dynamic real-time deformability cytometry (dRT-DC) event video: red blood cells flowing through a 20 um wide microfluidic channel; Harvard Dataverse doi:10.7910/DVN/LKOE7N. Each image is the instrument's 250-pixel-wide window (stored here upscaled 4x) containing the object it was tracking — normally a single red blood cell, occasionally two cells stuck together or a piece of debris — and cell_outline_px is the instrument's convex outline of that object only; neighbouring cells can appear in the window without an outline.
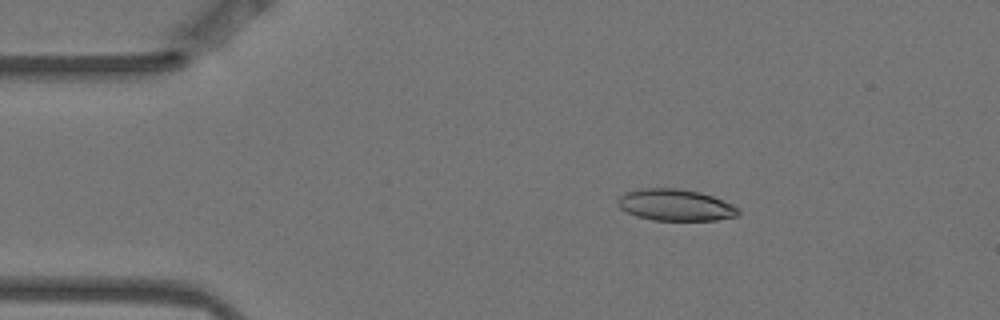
{"species": "Egyptian fruit bat (a non-hibernating species)", "species_latin": "Rousettus aegyptiacus", "temperature_condition": "warm", "stored_images_in_passage": 4, "camera_frame_rate_fps": 3000, "um_per_image_px": 0.085, "animal": {"sex": "female"}, "frame": {"image": 1, "passage_image": 3, "time_ms": 0.667, "image_size_px": [1000, 320], "cell_outline_px": [[740, 212], [736, 216], [716, 220], [652, 220], [636, 216], [620, 208], [616, 204], [616, 200], [624, 192], [644, 188], [676, 188], [700, 192], [712, 196], [732, 204], [740, 208]], "centroid_in_image_um": [57.39, 17.42], "position_along_channel_um": 27.6, "area_um2": 22.25}}